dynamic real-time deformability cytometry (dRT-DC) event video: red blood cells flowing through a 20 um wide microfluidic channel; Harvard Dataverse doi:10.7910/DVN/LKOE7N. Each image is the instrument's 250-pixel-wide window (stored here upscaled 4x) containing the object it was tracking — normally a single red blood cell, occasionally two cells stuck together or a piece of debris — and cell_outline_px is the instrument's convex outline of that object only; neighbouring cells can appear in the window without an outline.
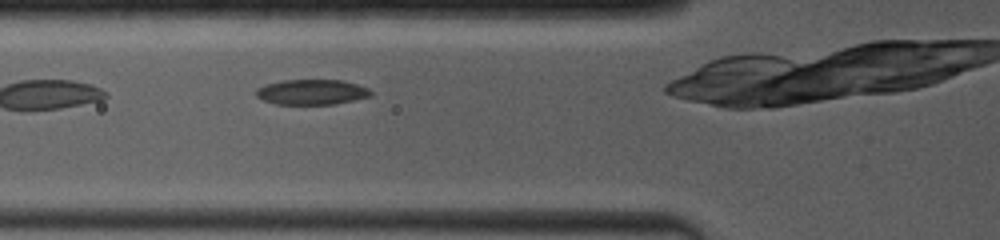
{"species": "common noctule bat (a hibernating species)", "species_latin": "Nyctalus noctula", "temperature_condition": "room temperature", "stored_images_in_passage": 2, "camera_frame_rate_fps": 4000, "um_per_image_px": 0.085, "animal": {"sex": "female", "body_mass_g": 19.0, "forearm_length_mm": 53.3}, "frame": {"image": 1, "passage_image": 2, "time_ms": 1.0, "image_size_px": [1000, 240], "cell_outline_px": [[372, 96], [336, 104], [276, 104], [264, 100], [256, 96], [256, 88], [264, 84], [280, 80], [340, 80], [356, 84], [368, 88], [372, 92]], "centroid_in_image_um": [26.48, 7.82], "position_along_channel_um": 99.3, "area_um2": 16.94}}